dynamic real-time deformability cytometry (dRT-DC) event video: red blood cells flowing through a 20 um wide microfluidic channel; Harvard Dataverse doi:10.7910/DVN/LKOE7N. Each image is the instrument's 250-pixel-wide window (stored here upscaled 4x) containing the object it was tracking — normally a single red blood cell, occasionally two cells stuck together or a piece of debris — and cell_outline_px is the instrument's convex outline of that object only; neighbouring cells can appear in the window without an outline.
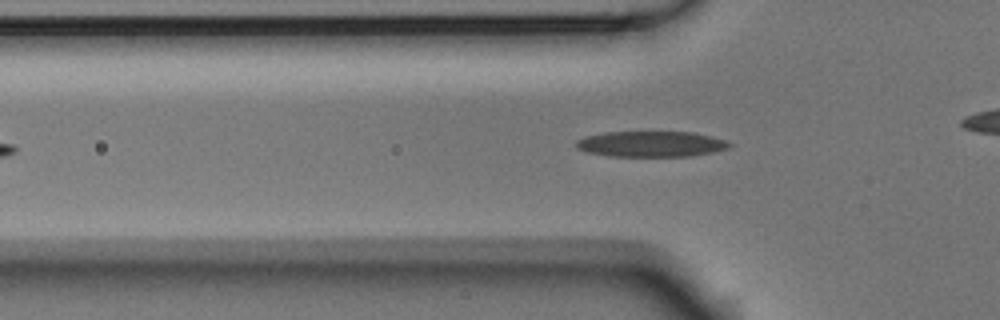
{"species": "Egyptian fruit bat (a non-hibernating species)", "species_latin": "Rousettus aegyptiacus", "temperature_condition": "room temperature", "stored_images_in_passage": 37, "camera_frame_rate_fps": 3000, "um_per_image_px": 0.085, "animal": {"sex": "male"}, "frame": {"image": 1, "passage_image": 11, "time_ms": 3.333, "image_size_px": [1000, 320], "cell_outline_px": [[732, 144], [728, 148], [712, 152], [692, 156], [612, 156], [588, 152], [576, 148], [576, 140], [584, 136], [604, 132], [692, 132], [712, 136], [724, 140]], "centroid_in_image_um": [55.32, 12.23], "position_along_channel_um": 70.5, "area_um2": 22.89}}
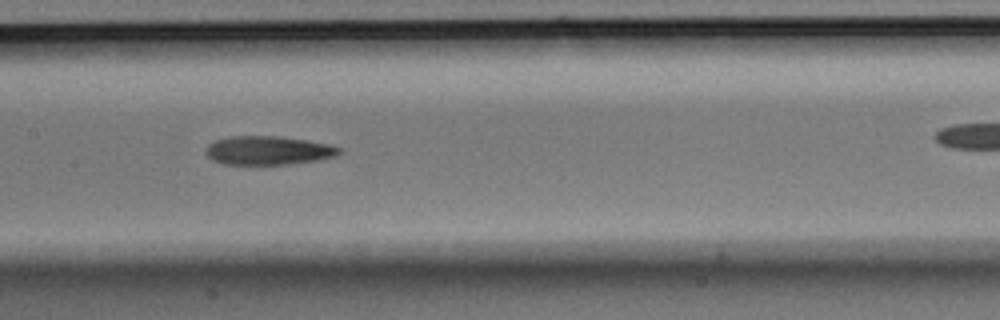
{"frame": {"image": 2, "passage_image": 20, "time_ms": 6.333, "image_size_px": [1000, 320], "cell_outline_px": [[344, 152], [336, 156], [320, 160], [288, 164], [224, 164], [212, 160], [204, 152], [204, 148], [208, 144], [216, 140], [232, 136], [276, 136], [308, 140], [332, 144], [340, 148]], "centroid_in_image_um": [22.83, 12.78], "position_along_channel_um": 184.6, "area_um2": 22.6}}
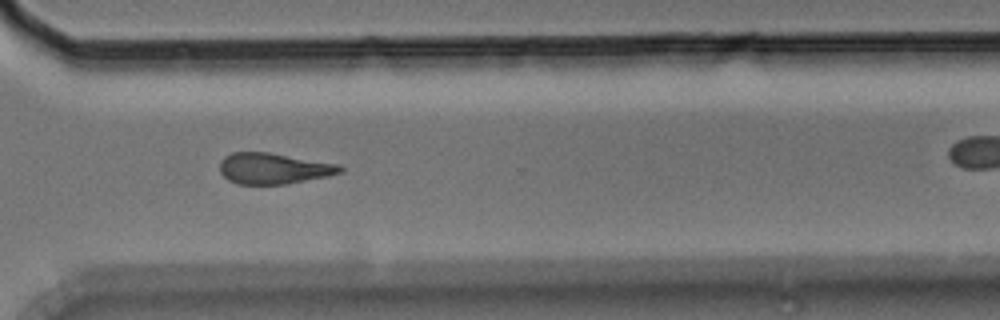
{"frame": {"image": 3, "passage_image": 33, "time_ms": 10.667, "image_size_px": [1000, 320], "cell_outline_px": [[344, 172], [328, 176], [288, 184], [236, 184], [228, 180], [220, 172], [220, 160], [224, 156], [232, 152], [268, 152], [340, 164], [344, 168]], "centroid_in_image_um": [23.27, 14.32], "position_along_channel_um": 347.3, "area_um2": 21.96}}